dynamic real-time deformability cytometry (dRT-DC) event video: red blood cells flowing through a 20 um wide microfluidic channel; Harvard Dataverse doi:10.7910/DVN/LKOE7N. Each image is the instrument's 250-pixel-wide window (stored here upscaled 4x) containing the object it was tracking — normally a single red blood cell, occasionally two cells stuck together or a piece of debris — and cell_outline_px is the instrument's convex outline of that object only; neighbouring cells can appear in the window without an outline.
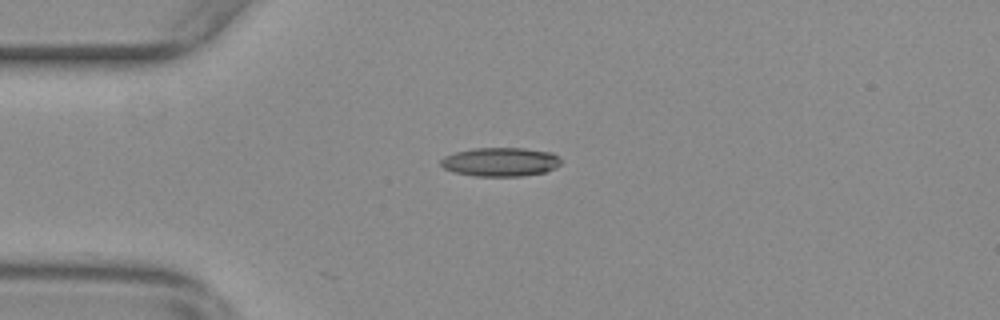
{"species": "common noctule bat (a hibernating species)", "species_latin": "Nyctalus noctula", "temperature_condition": "warm", "stored_images_in_passage": 30, "camera_frame_rate_fps": 3000, "um_per_image_px": 0.085, "animal": {"sex": "female", "body_mass_g": 29.2, "forearm_length_mm": 56.3}, "frame": {"image": 1, "passage_image": 15, "time_ms": 4.667, "image_size_px": [1000, 320], "cell_outline_px": [[560, 164], [556, 168], [544, 172], [520, 176], [476, 176], [456, 172], [444, 168], [440, 164], [440, 160], [444, 156], [456, 152], [472, 148], [524, 148], [552, 152], [560, 156]], "centroid_in_image_um": [42.56, 13.75], "position_along_channel_um": 42.4, "area_um2": 20.23}}
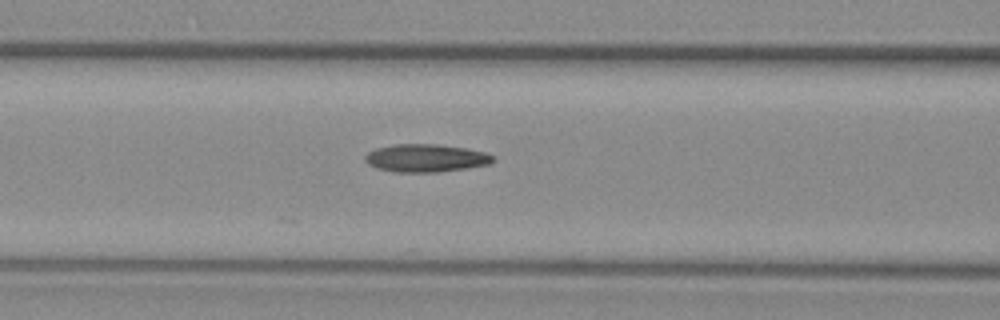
{"frame": {"image": 2, "passage_image": 24, "time_ms": 7.667, "image_size_px": [1000, 320], "cell_outline_px": [[496, 160], [492, 164], [468, 168], [436, 172], [392, 172], [376, 168], [368, 164], [364, 160], [364, 156], [368, 152], [376, 148], [396, 144], [436, 144], [464, 148], [484, 152], [492, 156]], "centroid_in_image_um": [36.18, 13.44], "position_along_channel_um": 130.4, "area_um2": 20.87}}
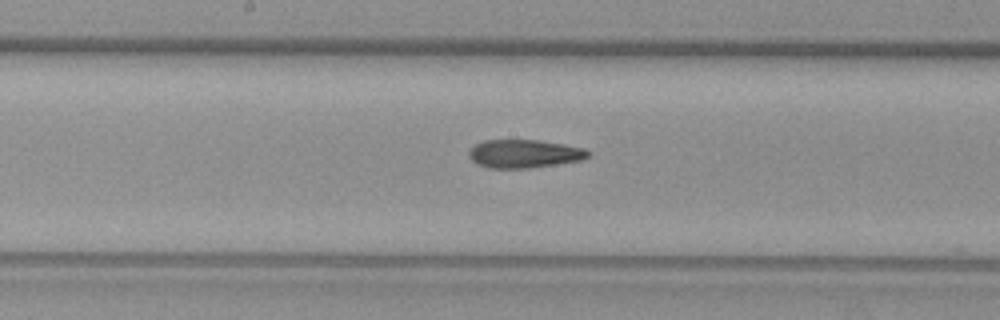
{"frame": {"image": 3, "passage_image": 30, "time_ms": 9.667, "image_size_px": [1000, 320], "cell_outline_px": [[592, 156], [584, 160], [532, 168], [488, 168], [476, 164], [468, 156], [468, 152], [476, 144], [484, 140], [536, 140], [584, 148], [592, 152]], "centroid_in_image_um": [44.59, 13.08], "position_along_channel_um": 203.6, "area_um2": 19.83}}